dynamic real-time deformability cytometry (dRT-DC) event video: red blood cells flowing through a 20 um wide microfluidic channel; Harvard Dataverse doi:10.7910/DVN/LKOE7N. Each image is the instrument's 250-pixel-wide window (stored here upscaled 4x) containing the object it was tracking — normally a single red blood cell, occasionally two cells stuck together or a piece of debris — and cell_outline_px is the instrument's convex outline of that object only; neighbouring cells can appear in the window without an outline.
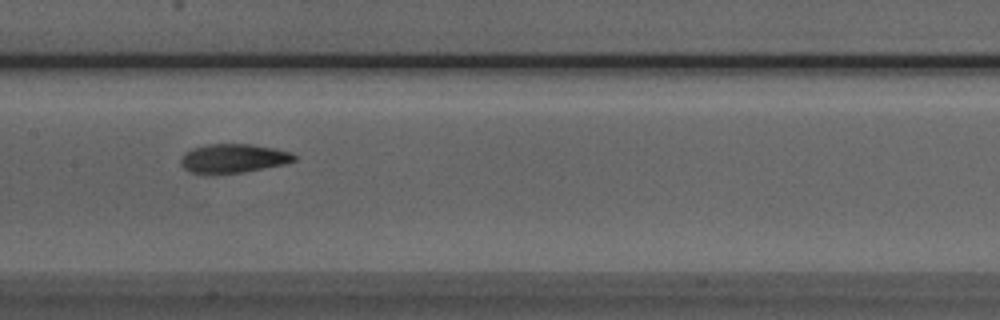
{"species": "Egyptian fruit bat (a non-hibernating species)", "species_latin": "Rousettus aegyptiacus", "temperature_condition": "room temperature", "stored_images_in_passage": 9, "camera_frame_rate_fps": 3000, "um_per_image_px": 0.085, "animal": {"sex": "male"}, "frame": {"image": 1, "passage_image": 8, "time_ms": 8.0, "image_size_px": [1000, 320], "cell_outline_px": [[296, 160], [284, 164], [244, 172], [212, 176], [204, 176], [192, 172], [184, 168], [180, 164], [180, 160], [184, 152], [192, 148], [208, 144], [252, 144], [276, 148], [288, 152], [296, 156]], "centroid_in_image_um": [19.77, 13.49], "position_along_channel_um": 187.6, "area_um2": 19.65}}
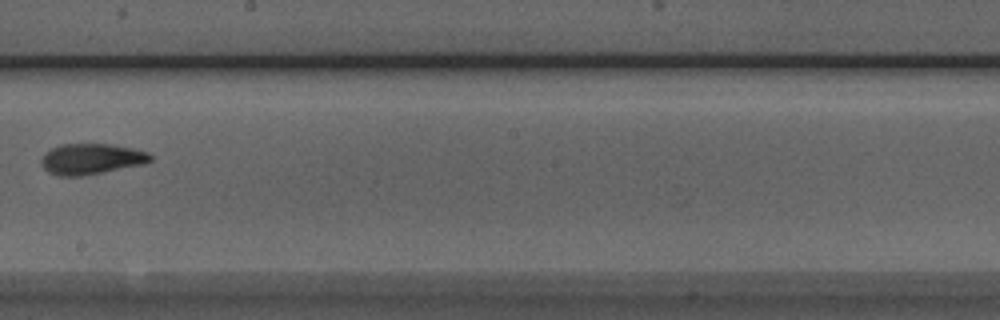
{"frame": {"image": 2, "passage_image": 9, "time_ms": 9.333, "image_size_px": [1000, 320], "cell_outline_px": [[152, 160], [144, 164], [80, 176], [60, 176], [48, 172], [40, 164], [40, 160], [44, 152], [60, 144], [112, 144], [132, 148], [148, 152], [152, 156]], "centroid_in_image_um": [7.73, 13.5], "position_along_channel_um": 240.5, "area_um2": 19.59}}